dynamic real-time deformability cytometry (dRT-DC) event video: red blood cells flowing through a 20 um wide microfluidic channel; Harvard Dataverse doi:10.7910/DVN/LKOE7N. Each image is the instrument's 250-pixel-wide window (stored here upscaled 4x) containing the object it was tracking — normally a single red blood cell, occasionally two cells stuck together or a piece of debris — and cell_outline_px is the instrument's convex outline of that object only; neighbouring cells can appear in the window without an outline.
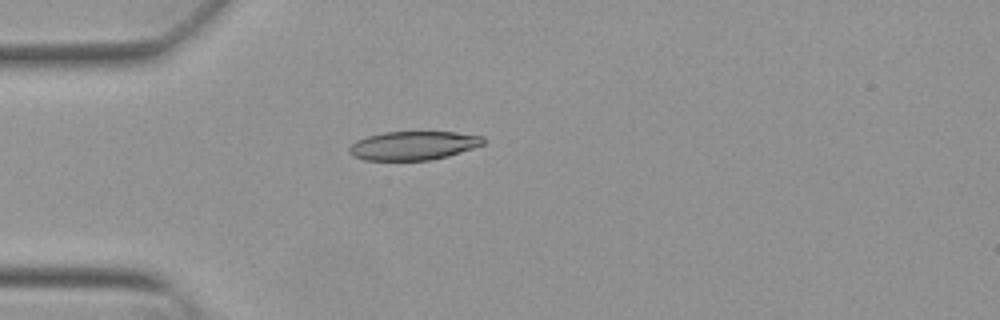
{"species": "Egyptian fruit bat (a non-hibernating species)", "species_latin": "Rousettus aegyptiacus", "temperature_condition": "warm", "stored_images_in_passage": 39, "camera_frame_rate_fps": 3000, "um_per_image_px": 0.085, "animal": {"sex": "female"}, "frame": {"image": 1, "passage_image": 1, "time_ms": 0.0, "image_size_px": [1000, 320], "cell_outline_px": [[484, 144], [448, 156], [432, 160], [364, 160], [352, 156], [348, 152], [348, 148], [356, 140], [368, 136], [384, 132], [456, 132], [484, 136]], "centroid_in_image_um": [35.12, 12.37], "position_along_channel_um": 49.9, "area_um2": 22.48}}
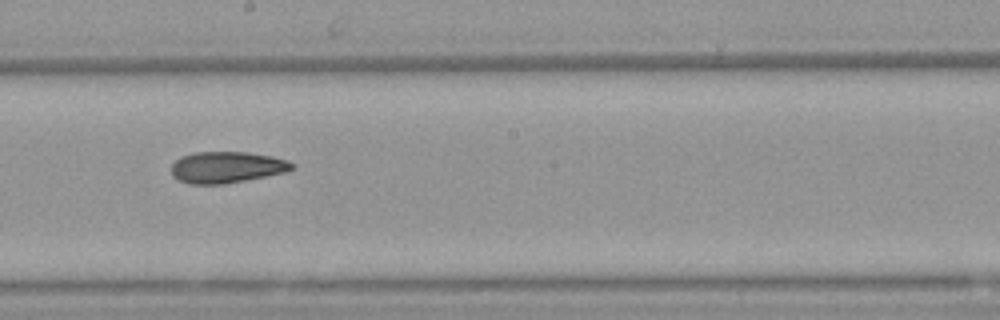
{"frame": {"image": 2, "passage_image": 16, "time_ms": 5.0, "image_size_px": [1000, 320], "cell_outline_px": [[296, 168], [288, 172], [224, 184], [188, 184], [176, 180], [172, 176], [172, 164], [176, 160], [184, 156], [196, 152], [248, 152], [272, 156], [288, 160], [296, 164]], "centroid_in_image_um": [19.32, 14.22], "position_along_channel_um": 228.9, "area_um2": 22.31}}
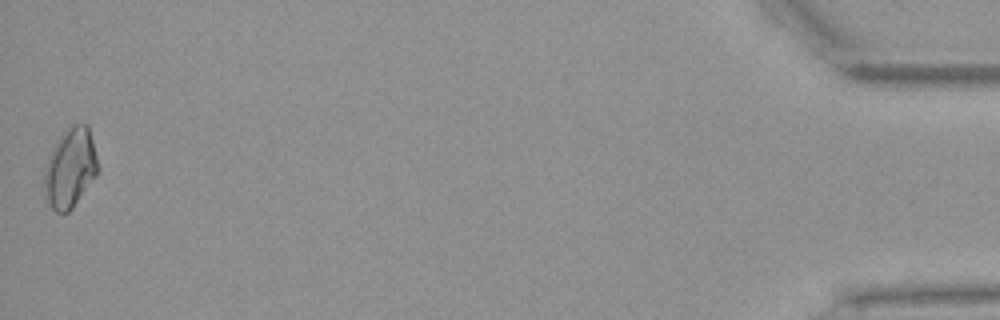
{"frame": {"image": 3, "passage_image": 39, "time_ms": 12.667, "image_size_px": [1000, 320], "cell_outline_px": [[100, 168], [96, 176], [72, 208], [68, 212], [56, 212], [48, 204], [44, 196], [44, 172], [48, 156], [52, 148], [60, 136], [72, 124], [88, 124]], "centroid_in_image_um": [5.97, 14.28], "position_along_channel_um": 429.2, "area_um2": 24.91}, "authors_computed_cell_mechanics": {"area_um2": 22.3686, "velocity_mm_per_s": 3.8395, "shape_relaxation_time_tau1_ms": 6.1693, "shape_relaxation_time_tau2_ms": 5.6229, "deformation_change_tau1": 0.1496, "deformation_change_tau2": 0.1134}}